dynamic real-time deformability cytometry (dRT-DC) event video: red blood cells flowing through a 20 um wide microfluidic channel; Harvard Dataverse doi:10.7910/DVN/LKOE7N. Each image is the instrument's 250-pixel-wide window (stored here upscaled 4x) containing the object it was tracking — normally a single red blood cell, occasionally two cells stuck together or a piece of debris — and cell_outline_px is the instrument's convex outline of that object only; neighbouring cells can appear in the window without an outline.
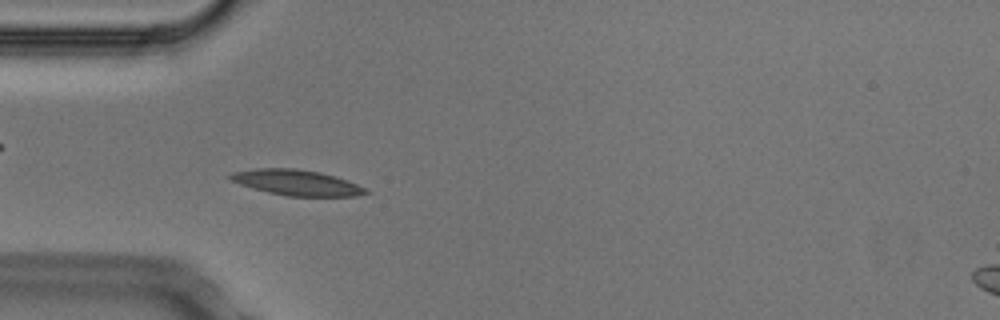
{"species": "Egyptian fruit bat (a non-hibernating species)", "species_latin": "Rousettus aegyptiacus", "temperature_condition": "cold", "stored_images_in_passage": 12, "camera_frame_rate_fps": 3000, "um_per_image_px": 0.085, "animal": {"sex": "male"}, "frame": {"image": 1, "passage_image": 5, "time_ms": 1.333, "image_size_px": [1000, 320], "cell_outline_px": [[372, 192], [356, 196], [288, 196], [268, 192], [240, 184], [224, 176], [232, 172], [256, 168], [296, 168], [320, 172], [356, 184]], "centroid_in_image_um": [25.17, 15.51], "position_along_channel_um": 59.8, "area_um2": 20.0}}
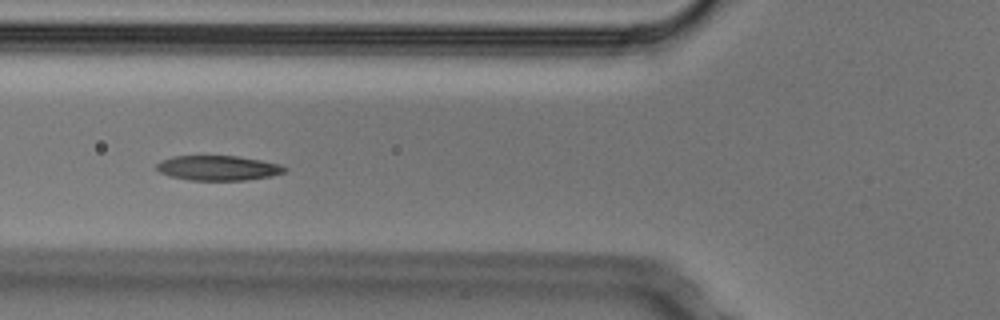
{"frame": {"image": 2, "passage_image": 9, "time_ms": 2.667, "image_size_px": [1000, 320], "cell_outline_px": [[288, 168], [284, 172], [272, 176], [244, 180], [188, 180], [172, 176], [160, 172], [156, 168], [156, 164], [160, 160], [172, 156], [236, 156], [260, 160], [280, 164]], "centroid_in_image_um": [18.53, 14.27], "position_along_channel_um": 107.3, "area_um2": 18.5}}